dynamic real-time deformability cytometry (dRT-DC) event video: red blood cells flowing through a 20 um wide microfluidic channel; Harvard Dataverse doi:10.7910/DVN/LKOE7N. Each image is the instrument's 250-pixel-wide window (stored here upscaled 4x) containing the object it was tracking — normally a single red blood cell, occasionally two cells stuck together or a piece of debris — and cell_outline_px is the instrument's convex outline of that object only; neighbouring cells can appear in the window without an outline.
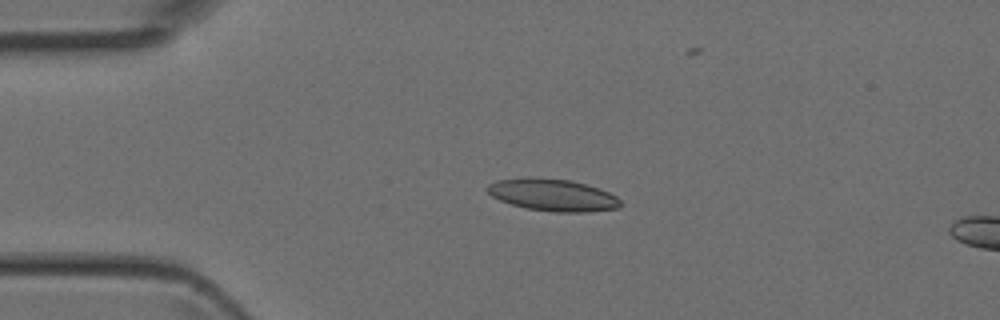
{"species": "Egyptian fruit bat (a non-hibernating species)", "species_latin": "Rousettus aegyptiacus", "temperature_condition": "room temperature", "stored_images_in_passage": 4, "camera_frame_rate_fps": 3000, "um_per_image_px": 0.085, "animal": {"sex": "female"}, "frame": {"image": 1, "passage_image": 3, "time_ms": 0.667, "image_size_px": [1000, 320], "cell_outline_px": [[620, 208], [588, 212], [556, 212], [524, 208], [500, 200], [492, 196], [488, 192], [488, 184], [496, 180], [528, 176], [532, 176], [572, 180], [600, 188], [616, 196], [620, 200]], "centroid_in_image_um": [46.98, 16.56], "position_along_channel_um": 38.0, "area_um2": 25.2}}